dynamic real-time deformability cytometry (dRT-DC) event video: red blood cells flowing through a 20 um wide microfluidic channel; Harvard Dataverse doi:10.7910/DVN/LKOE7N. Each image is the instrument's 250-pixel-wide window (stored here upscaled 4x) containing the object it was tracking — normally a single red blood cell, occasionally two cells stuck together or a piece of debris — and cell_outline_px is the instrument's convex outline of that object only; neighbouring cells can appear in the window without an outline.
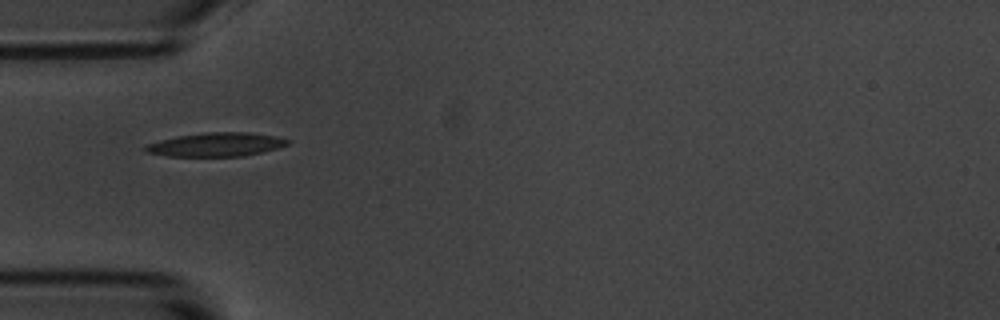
{"species": "common noctule bat (a hibernating species)", "species_latin": "Nyctalus noctula", "temperature_condition": "room temperature", "stored_images_in_passage": 7, "camera_frame_rate_fps": 3000, "um_per_image_px": 0.085, "animal": {"sex": "male", "body_mass_g": 20.1, "forearm_length_mm": 53.5}, "frame": {"image": 1, "passage_image": 5, "time_ms": 4.667, "image_size_px": [1000, 320], "cell_outline_px": [[292, 140], [288, 144], [276, 148], [244, 156], [168, 156], [144, 152], [144, 148], [148, 144], [160, 140], [176, 136], [204, 132], [248, 132], [276, 136]], "centroid_in_image_um": [18.36, 12.28], "position_along_channel_um": 66.6, "area_um2": 19.65}}
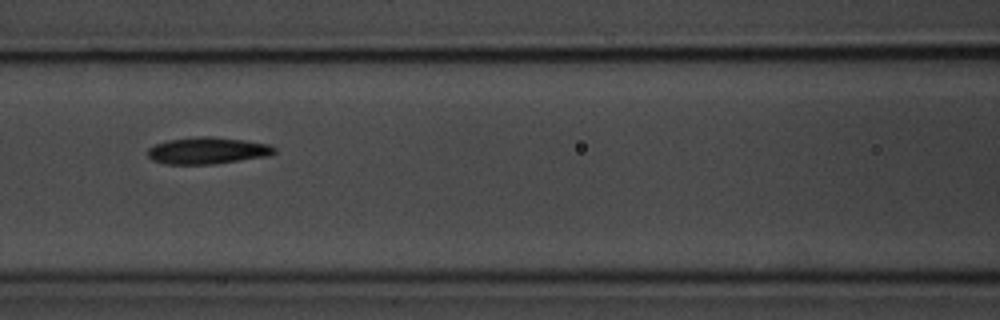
{"frame": {"image": 2, "passage_image": 7, "time_ms": 7.0, "image_size_px": [1000, 320], "cell_outline_px": [[276, 152], [268, 156], [216, 164], [164, 164], [152, 160], [148, 156], [148, 148], [156, 144], [168, 140], [200, 136], [216, 136], [244, 140], [268, 144], [276, 148]], "centroid_in_image_um": [17.65, 12.8], "position_along_channel_um": 149.0, "area_um2": 19.88}}